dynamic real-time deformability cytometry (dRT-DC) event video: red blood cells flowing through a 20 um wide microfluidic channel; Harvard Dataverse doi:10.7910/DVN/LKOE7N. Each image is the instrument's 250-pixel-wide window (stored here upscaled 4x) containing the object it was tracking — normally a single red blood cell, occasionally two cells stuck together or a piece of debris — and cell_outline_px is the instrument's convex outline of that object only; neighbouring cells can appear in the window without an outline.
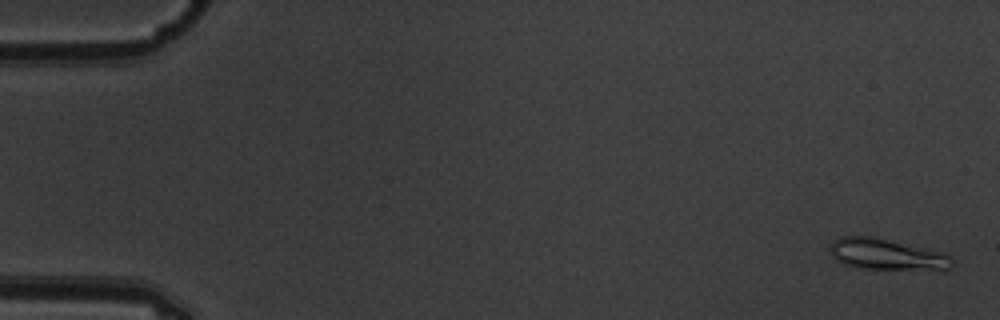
{"species": "common noctule bat (a hibernating species)", "species_latin": "Nyctalus noctula", "temperature_condition": "warm", "stored_images_in_passage": 7, "camera_frame_rate_fps": 3000, "um_per_image_px": 0.085, "animal": {"sex": "male", "body_mass_g": 19.5, "forearm_length_mm": 54.6}, "frame": {"image": 1, "passage_image": 1, "time_ms": 0.0, "image_size_px": [1000, 320], "cell_outline_px": [[956, 260], [948, 272], [944, 272], [864, 268], [844, 264], [836, 260], [832, 256], [828, 248], [832, 240], [840, 236], [872, 236], [928, 248], [940, 252]], "centroid_in_image_um": [75.45, 21.65], "position_along_channel_um": 9.5, "area_um2": 23.06}}
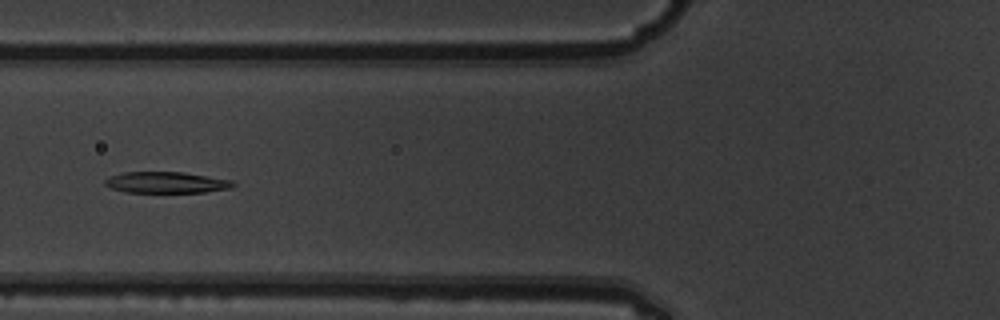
{"frame": {"image": 2, "passage_image": 7, "time_ms": 2.0, "image_size_px": [1000, 320], "cell_outline_px": [[236, 184], [232, 188], [204, 192], [124, 192], [112, 188], [104, 184], [104, 180], [108, 176], [124, 172], [184, 172], [232, 180]], "centroid_in_image_um": [14.13, 15.5], "position_along_channel_um": 111.7, "area_um2": 15.9}}